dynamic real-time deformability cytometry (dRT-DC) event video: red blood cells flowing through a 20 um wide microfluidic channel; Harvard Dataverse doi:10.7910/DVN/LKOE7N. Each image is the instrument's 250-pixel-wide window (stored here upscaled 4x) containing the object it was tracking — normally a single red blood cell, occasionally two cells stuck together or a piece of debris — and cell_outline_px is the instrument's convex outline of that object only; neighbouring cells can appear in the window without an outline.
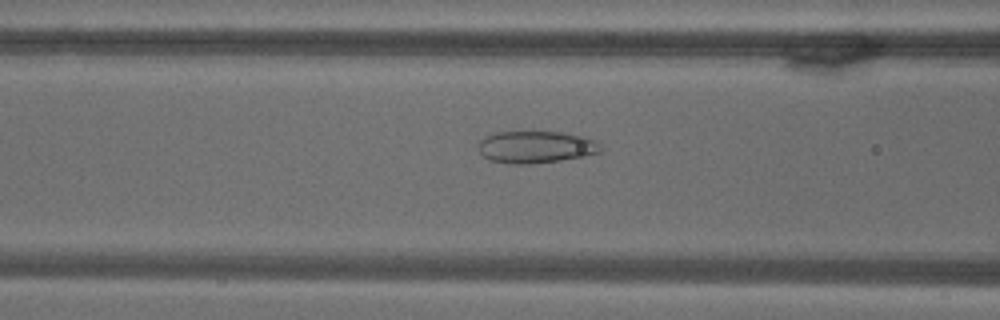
{"species": "common noctule bat (a hibernating species)", "species_latin": "Nyctalus noctula", "temperature_condition": "warm", "stored_images_in_passage": 71, "camera_frame_rate_fps": 3000, "um_per_image_px": 0.085, "animal": {"sex": "male", "body_mass_g": 18.8}, "frame": {"image": 1, "passage_image": 29, "time_ms": 9.333, "image_size_px": [1000, 320], "cell_outline_px": [[600, 152], [584, 156], [560, 160], [528, 164], [508, 164], [488, 160], [480, 152], [476, 144], [476, 140], [484, 136], [496, 132], [560, 132], [584, 136], [600, 144]], "centroid_in_image_um": [45.45, 12.49], "position_along_channel_um": 121.1, "area_um2": 23.0}}
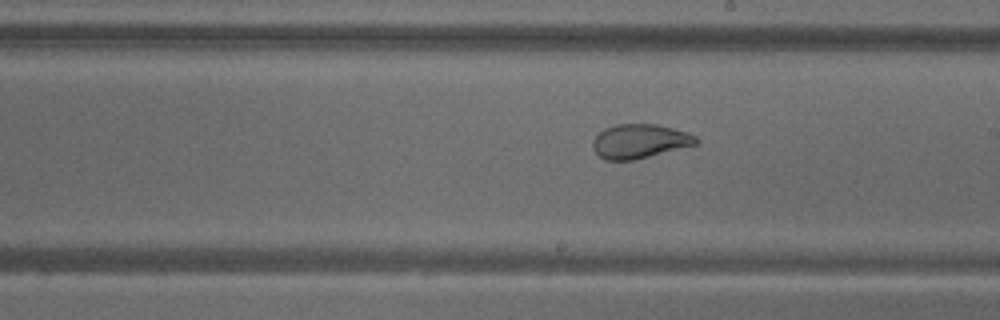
{"frame": {"image": 2, "passage_image": 41, "time_ms": 13.333, "image_size_px": [1000, 320], "cell_outline_px": [[700, 140], [696, 144], [636, 160], [604, 160], [592, 148], [592, 140], [604, 128], [616, 124], [656, 124], [688, 132], [696, 136]], "centroid_in_image_um": [54.36, 12.0], "position_along_channel_um": 234.6, "area_um2": 20.63}}
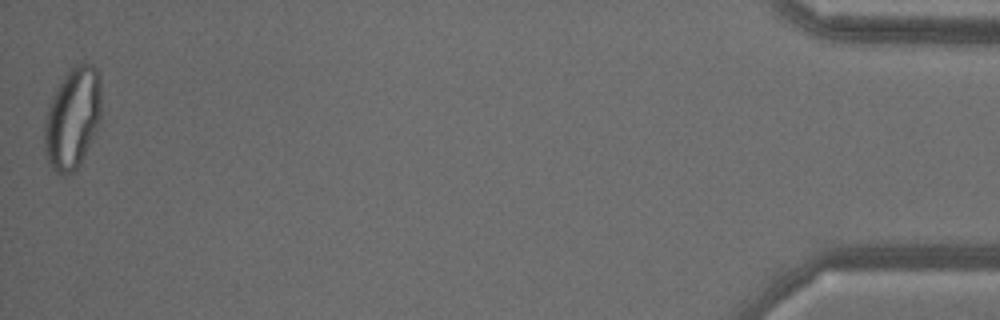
{"frame": {"image": 3, "passage_image": 71, "time_ms": 23.333, "image_size_px": [1000, 320], "cell_outline_px": [[100, 120], [80, 164], [72, 172], [64, 176], [60, 176], [48, 164], [44, 156], [44, 124], [48, 104], [60, 80], [72, 68], [80, 64], [92, 64], [96, 68], [100, 76]], "centroid_in_image_um": [6.13, 10.07], "position_along_channel_um": 429.1, "area_um2": 33.7}}